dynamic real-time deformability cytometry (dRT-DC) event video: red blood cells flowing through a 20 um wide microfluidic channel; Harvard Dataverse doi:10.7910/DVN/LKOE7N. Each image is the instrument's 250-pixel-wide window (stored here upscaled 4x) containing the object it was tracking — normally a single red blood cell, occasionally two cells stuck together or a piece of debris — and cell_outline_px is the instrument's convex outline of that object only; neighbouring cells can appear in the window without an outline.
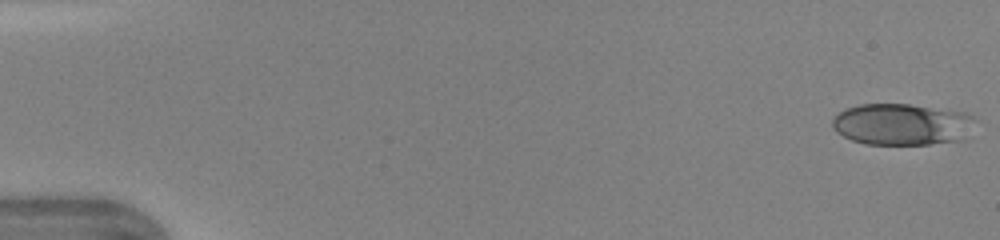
{"species": "human", "species_latin": "Homo sapiens", "temperature_condition": "warm", "stored_images_in_passage": 41, "camera_frame_rate_fps": 3000, "um_per_image_px": 0.085, "donor": {"sex": "female"}, "frame": {"image": 1, "passage_image": 1, "time_ms": 0.0, "image_size_px": [1000, 240], "cell_outline_px": [[976, 120], [960, 140], [928, 144], [864, 144], [852, 140], [836, 132], [832, 128], [832, 120], [840, 112], [848, 108], [860, 104], [908, 104], [964, 112], [972, 116]], "centroid_in_image_um": [76.62, 10.56], "position_along_channel_um": 8.4, "area_um2": 34.22}}
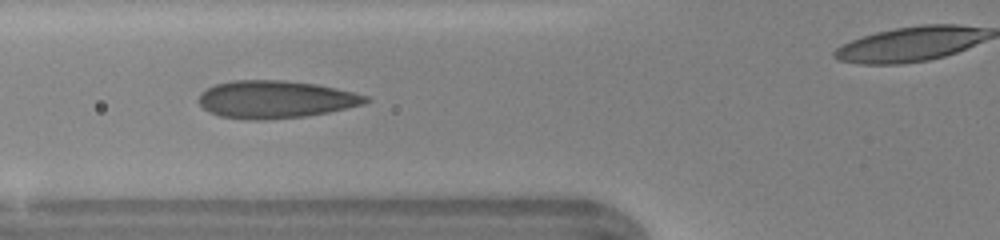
{"frame": {"image": 2, "passage_image": 18, "time_ms": 5.667, "image_size_px": [1000, 240], "cell_outline_px": [[372, 100], [364, 104], [328, 112], [304, 116], [264, 120], [248, 120], [220, 116], [208, 112], [200, 104], [200, 92], [216, 84], [236, 80], [284, 80], [316, 84], [336, 88], [368, 96]], "centroid_in_image_um": [23.42, 8.45], "position_along_channel_um": 102.4, "area_um2": 36.47}}
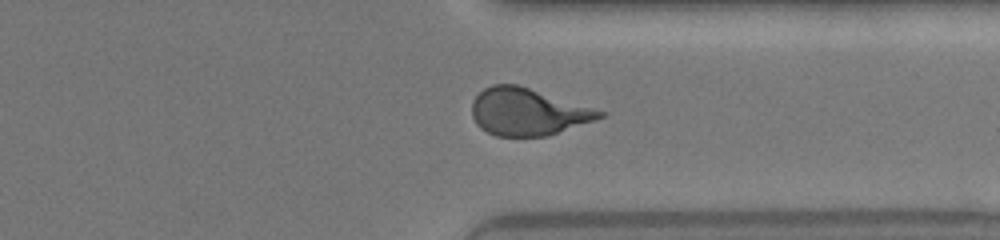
{"frame": {"image": 3, "passage_image": 36, "time_ms": 11.667, "image_size_px": [1000, 240], "cell_outline_px": [[608, 112], [604, 116], [596, 120], [548, 136], [496, 136], [480, 128], [476, 124], [472, 116], [472, 100], [484, 88], [492, 84], [516, 84]], "centroid_in_image_um": [44.86, 9.51], "position_along_channel_um": 366.5, "area_um2": 35.14}}